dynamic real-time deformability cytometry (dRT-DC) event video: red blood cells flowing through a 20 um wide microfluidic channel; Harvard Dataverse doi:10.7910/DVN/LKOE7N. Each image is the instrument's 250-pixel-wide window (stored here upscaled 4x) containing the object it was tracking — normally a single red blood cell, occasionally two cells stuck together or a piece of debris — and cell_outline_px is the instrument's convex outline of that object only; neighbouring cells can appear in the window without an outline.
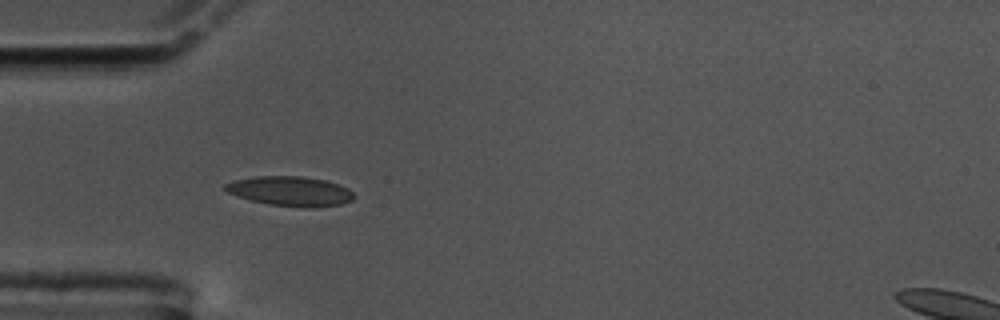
{"species": "common noctule bat (a hibernating species)", "species_latin": "Nyctalus noctula", "temperature_condition": "cold", "stored_images_in_passage": 41, "camera_frame_rate_fps": 3000, "um_per_image_px": 0.085, "animal": {"sex": "male", "body_mass_g": 17.5, "forearm_length_mm": 52.3}, "frame": {"image": 1, "passage_image": 1, "time_ms": 0.0, "image_size_px": [1000, 320], "cell_outline_px": [[356, 196], [352, 200], [340, 204], [308, 208], [268, 204], [252, 200], [228, 192], [224, 188], [224, 184], [236, 180], [256, 176], [304, 176], [324, 180], [348, 188]], "centroid_in_image_um": [24.7, 16.24], "position_along_channel_um": 60.3, "area_um2": 21.96}}
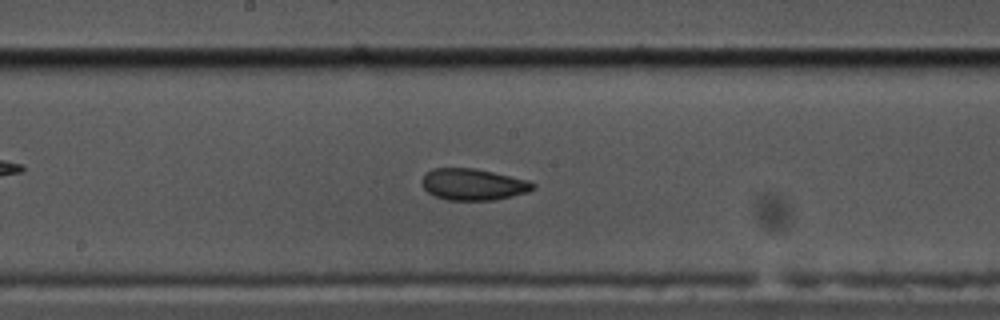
{"frame": {"image": 2, "passage_image": 14, "time_ms": 4.333, "image_size_px": [1000, 320], "cell_outline_px": [[536, 188], [528, 192], [512, 196], [492, 200], [448, 200], [436, 196], [428, 192], [420, 184], [420, 180], [432, 168], [476, 168], [528, 180], [536, 184]], "centroid_in_image_um": [40.22, 15.67], "position_along_channel_um": 208.0, "area_um2": 20.46}}
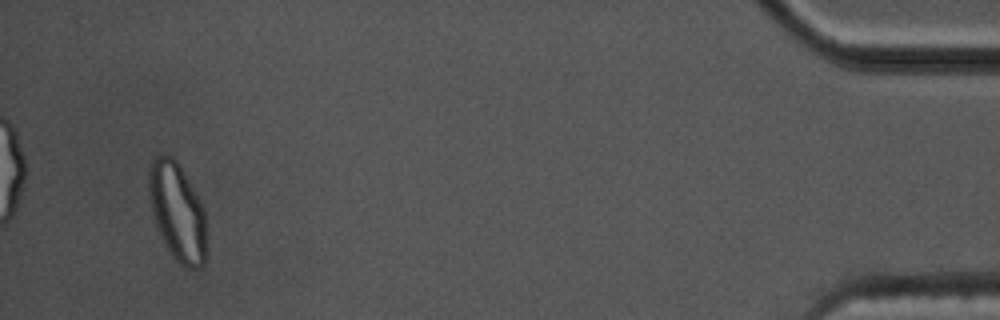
{"frame": {"image": 3, "passage_image": 39, "time_ms": 12.667, "image_size_px": [1000, 320], "cell_outline_px": [[208, 252], [204, 264], [200, 268], [184, 268], [172, 256], [152, 216], [148, 196], [148, 168], [152, 160], [156, 156], [172, 156], [176, 160], [200, 200], [204, 208]], "centroid_in_image_um": [15.09, 18.04], "position_along_channel_um": 420.1, "area_um2": 33.23}, "authors_computed_cell_mechanics": {"area_um2": 21.2704, "velocity_mm_per_s": 3.4678, "shape_relaxation_time_tau1_ms": null, "shape_relaxation_time_tau2_ms": 1.4028, "deformation_change_tau1": null, "deformation_change_tau2": 0.0577}}